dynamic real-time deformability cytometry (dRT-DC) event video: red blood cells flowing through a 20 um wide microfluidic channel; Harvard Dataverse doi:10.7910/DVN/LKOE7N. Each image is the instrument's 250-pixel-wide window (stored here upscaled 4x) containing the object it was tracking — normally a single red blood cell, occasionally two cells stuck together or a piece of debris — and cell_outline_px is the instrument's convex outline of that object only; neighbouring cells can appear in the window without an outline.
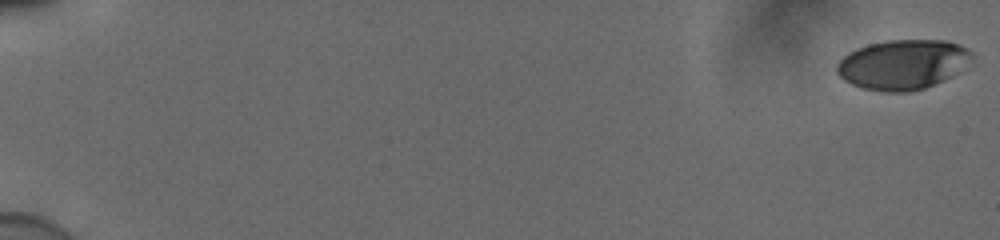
{"species": "human", "species_latin": "Homo sapiens", "temperature_condition": "cold", "stored_images_in_passage": 56, "camera_frame_rate_fps": 3000, "um_per_image_px": 0.085, "donor": {"sex": "male"}, "frame": {"image": 1, "passage_image": 1, "time_ms": 0.0, "image_size_px": [1000, 240], "cell_outline_px": [[972, 56], [952, 76], [944, 80], [924, 88], [908, 92], [884, 92], [864, 88], [852, 84], [844, 80], [836, 72], [836, 64], [848, 52], [856, 48], [868, 44], [888, 40], [948, 40], [960, 44], [968, 48], [972, 52]], "centroid_in_image_um": [76.7, 5.47], "position_along_channel_um": 8.3, "area_um2": 39.07}}
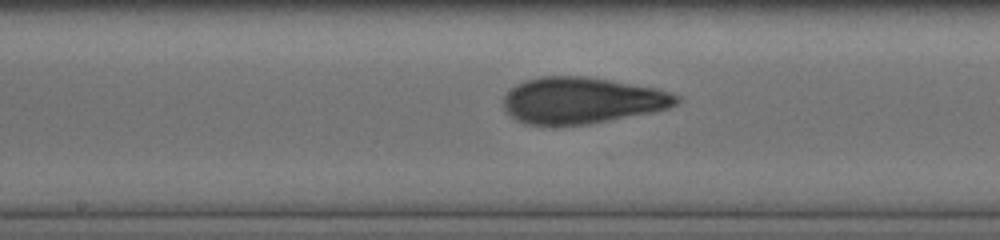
{"frame": {"image": 2, "passage_image": 32, "time_ms": 10.333, "image_size_px": [1000, 240], "cell_outline_px": [[680, 100], [676, 104], [668, 108], [656, 112], [588, 124], [556, 128], [524, 124], [516, 120], [504, 108], [504, 96], [516, 84], [524, 80], [540, 76], [588, 76], [656, 88], [672, 92], [680, 96]], "centroid_in_image_um": [49.46, 8.56], "position_along_channel_um": 198.7, "area_um2": 47.74}}
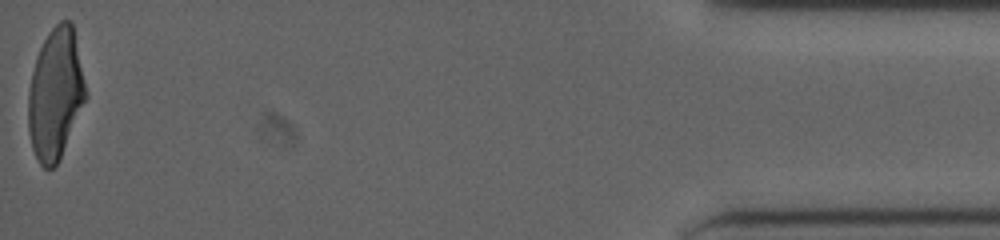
{"frame": {"image": 3, "passage_image": 56, "time_ms": 18.333, "image_size_px": [1000, 240], "cell_outline_px": [[88, 96], [60, 160], [52, 168], [44, 168], [40, 164], [32, 148], [28, 132], [28, 92], [32, 72], [36, 56], [48, 32], [60, 20], [68, 20], [72, 24], [88, 92]], "centroid_in_image_um": [4.72, 8.01], "position_along_channel_um": 430.5, "area_um2": 44.16}, "authors_computed_cell_mechanics": {"area_um2": 44.2459, "velocity_mm_per_s": 3.8942, "shape_relaxation_time_tau1_ms": 5.2319, "shape_relaxation_time_tau2_ms": 1.169, "deformation_change_tau1": 0.1949, "deformation_change_tau2": 0.0782}}